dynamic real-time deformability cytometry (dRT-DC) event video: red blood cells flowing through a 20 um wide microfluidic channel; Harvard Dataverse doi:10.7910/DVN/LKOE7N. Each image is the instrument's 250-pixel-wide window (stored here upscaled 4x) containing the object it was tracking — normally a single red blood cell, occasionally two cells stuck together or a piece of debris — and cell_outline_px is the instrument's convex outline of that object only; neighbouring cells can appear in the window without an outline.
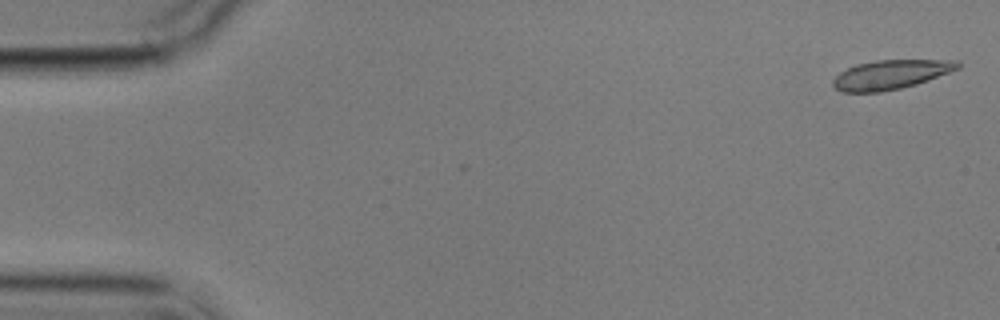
{"species": "common noctule bat (a hibernating species)", "species_latin": "Nyctalus noctula", "temperature_condition": "cold", "stored_images_in_passage": 4, "camera_frame_rate_fps": 3000, "um_per_image_px": 0.085, "animal": {"sex": "male", "body_mass_g": 17.9}, "frame": {"image": 1, "passage_image": 1, "time_ms": 0.0, "image_size_px": [1000, 320], "cell_outline_px": [[960, 68], [928, 80], [916, 84], [900, 88], [880, 92], [840, 92], [832, 84], [832, 80], [840, 72], [856, 64], [876, 60], [956, 60], [960, 64]], "centroid_in_image_um": [75.69, 6.34], "position_along_channel_um": 9.3, "area_um2": 21.15}}
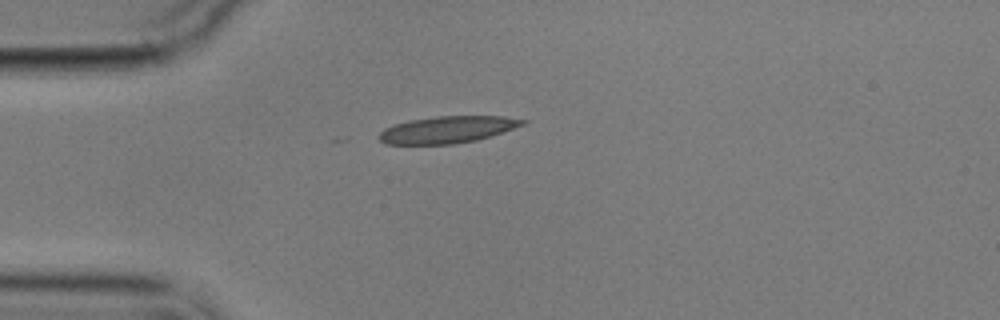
{"frame": {"image": 2, "passage_image": 4, "time_ms": 4.333, "image_size_px": [1000, 320], "cell_outline_px": [[528, 120], [524, 124], [476, 140], [456, 144], [384, 144], [376, 136], [384, 128], [408, 120], [436, 116], [504, 116]], "centroid_in_image_um": [37.97, 11.01], "position_along_channel_um": 47.0, "area_um2": 22.37}}